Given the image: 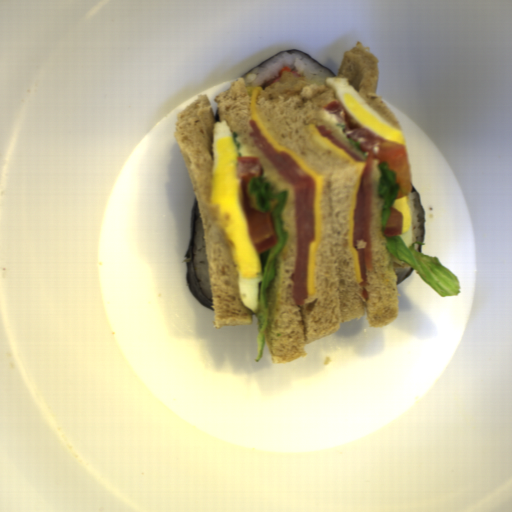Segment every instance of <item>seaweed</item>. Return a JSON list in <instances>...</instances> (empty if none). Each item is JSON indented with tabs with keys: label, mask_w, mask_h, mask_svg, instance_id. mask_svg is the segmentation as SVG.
Returning a JSON list of instances; mask_svg holds the SVG:
<instances>
[{
	"label": "seaweed",
	"mask_w": 512,
	"mask_h": 512,
	"mask_svg": "<svg viewBox=\"0 0 512 512\" xmlns=\"http://www.w3.org/2000/svg\"><path fill=\"white\" fill-rule=\"evenodd\" d=\"M198 208H199L198 200L195 196L190 238H189V242H188V246H187V250H186V254H185L186 284H187L188 288L190 289L192 295L197 299V301L200 304H202L205 307L214 311L213 300L209 299L201 291L199 284L197 282V276H196L194 238H195L196 217H197Z\"/></svg>",
	"instance_id": "seaweed-1"
},
{
	"label": "seaweed",
	"mask_w": 512,
	"mask_h": 512,
	"mask_svg": "<svg viewBox=\"0 0 512 512\" xmlns=\"http://www.w3.org/2000/svg\"><path fill=\"white\" fill-rule=\"evenodd\" d=\"M285 52H301V51H298V50H288V51H284V52H281V53H277L275 55H273L272 57L264 60L263 62L257 64L256 66H254L253 68H251L249 71H247L246 73H244L240 78H244L245 76H247L249 73H251L252 71L258 69L259 67H261L262 65H264L265 63H267L268 61H270L271 59H273L274 57H276L277 55L279 54H282V53H285ZM303 53L304 55H306L307 57H309L310 59H312L313 61H315L317 64H319L322 68H324L327 72H329L334 78H338V76L329 68L327 67L324 63H322L320 60L314 58L313 56L307 54V53H304V52H301Z\"/></svg>",
	"instance_id": "seaweed-2"
},
{
	"label": "seaweed",
	"mask_w": 512,
	"mask_h": 512,
	"mask_svg": "<svg viewBox=\"0 0 512 512\" xmlns=\"http://www.w3.org/2000/svg\"><path fill=\"white\" fill-rule=\"evenodd\" d=\"M411 190L415 192L417 198H418V201L420 203V207H421V213H422V224H423V237H422V241L424 243V236H425V223H426V214H425V210H424V206H423V202H422V199H421V195L420 193L416 190V188L411 184Z\"/></svg>",
	"instance_id": "seaweed-3"
},
{
	"label": "seaweed",
	"mask_w": 512,
	"mask_h": 512,
	"mask_svg": "<svg viewBox=\"0 0 512 512\" xmlns=\"http://www.w3.org/2000/svg\"><path fill=\"white\" fill-rule=\"evenodd\" d=\"M415 270V268L412 267L411 271L409 272V274L406 276V278L404 280H402L400 283L397 284L400 285L401 283H403L404 281H406L407 279H409L413 273V271Z\"/></svg>",
	"instance_id": "seaweed-4"
},
{
	"label": "seaweed",
	"mask_w": 512,
	"mask_h": 512,
	"mask_svg": "<svg viewBox=\"0 0 512 512\" xmlns=\"http://www.w3.org/2000/svg\"><path fill=\"white\" fill-rule=\"evenodd\" d=\"M214 117H215L216 122H220V112H219L218 108L214 114Z\"/></svg>",
	"instance_id": "seaweed-5"
},
{
	"label": "seaweed",
	"mask_w": 512,
	"mask_h": 512,
	"mask_svg": "<svg viewBox=\"0 0 512 512\" xmlns=\"http://www.w3.org/2000/svg\"><path fill=\"white\" fill-rule=\"evenodd\" d=\"M422 249H423V245L420 244L419 246V252L418 253H421L422 254Z\"/></svg>",
	"instance_id": "seaweed-6"
}]
</instances>
